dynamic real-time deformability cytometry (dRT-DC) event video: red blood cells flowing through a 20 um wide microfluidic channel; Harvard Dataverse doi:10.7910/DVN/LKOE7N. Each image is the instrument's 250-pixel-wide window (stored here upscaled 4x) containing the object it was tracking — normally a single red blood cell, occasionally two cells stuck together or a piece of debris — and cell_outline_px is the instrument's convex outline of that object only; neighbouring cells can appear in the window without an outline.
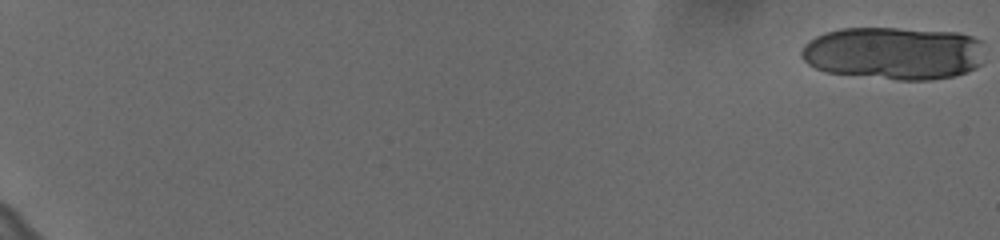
{"species": "human", "species_latin": "Homo sapiens", "temperature_condition": "cold", "stored_images_in_passage": 24, "camera_frame_rate_fps": 3000, "um_per_image_px": 0.085, "donor": {"sex": "female"}, "frame": {"image": 1, "passage_image": 1, "time_ms": 0.0, "image_size_px": [1000, 240], "cell_outline_px": [[984, 40], [980, 64], [976, 68], [952, 76], [928, 80], [900, 80], [824, 72], [808, 64], [800, 56], [800, 52], [804, 44], [816, 36], [840, 28], [896, 28], [956, 32], [972, 36]], "centroid_in_image_um": [75.96, 4.51], "position_along_channel_um": 9.0, "area_um2": 56.7}}